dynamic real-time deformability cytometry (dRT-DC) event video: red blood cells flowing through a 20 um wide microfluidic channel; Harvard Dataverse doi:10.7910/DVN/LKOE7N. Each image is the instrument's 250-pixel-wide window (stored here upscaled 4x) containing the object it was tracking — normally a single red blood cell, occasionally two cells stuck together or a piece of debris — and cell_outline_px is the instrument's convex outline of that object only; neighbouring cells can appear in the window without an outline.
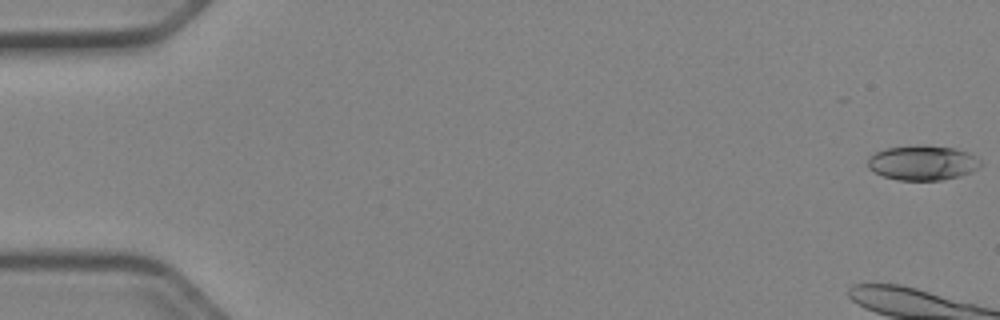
{"species": "Egyptian fruit bat (a non-hibernating species)", "species_latin": "Rousettus aegyptiacus", "temperature_condition": "cold", "stored_images_in_passage": 9, "camera_frame_rate_fps": 3000, "um_per_image_px": 0.085, "animal": {"sex": "female"}, "frame": {"image": 1, "passage_image": 1, "time_ms": 0.0, "image_size_px": [1000, 320], "cell_outline_px": [[984, 164], [972, 172], [940, 180], [896, 180], [884, 176], [868, 168], [868, 156], [876, 152], [888, 148], [916, 144], [924, 144], [952, 148], [968, 152], [976, 156]], "centroid_in_image_um": [78.43, 13.82], "position_along_channel_um": 6.6, "area_um2": 23.0}}